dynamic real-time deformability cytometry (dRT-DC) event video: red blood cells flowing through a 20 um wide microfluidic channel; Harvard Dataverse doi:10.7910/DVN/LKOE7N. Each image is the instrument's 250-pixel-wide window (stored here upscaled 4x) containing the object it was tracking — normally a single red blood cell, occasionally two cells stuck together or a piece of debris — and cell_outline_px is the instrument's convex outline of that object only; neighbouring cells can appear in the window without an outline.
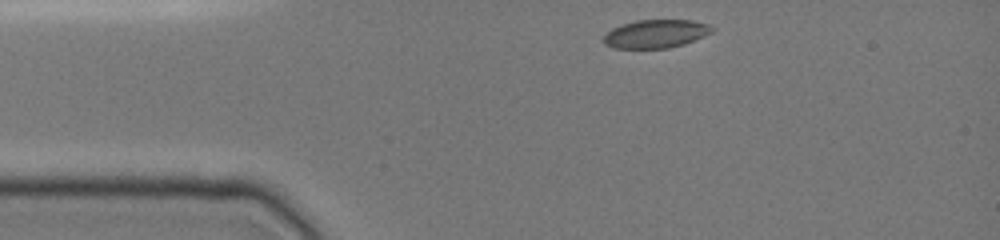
{"species": "common noctule bat (a hibernating species)", "species_latin": "Nyctalus noctula", "temperature_condition": "cold", "stored_images_in_passage": 33, "camera_frame_rate_fps": 3000, "um_per_image_px": 0.085, "animal": {"sex": "female", "body_mass_g": 19.0, "forearm_length_mm": 51.5}, "frame": {"image": 1, "passage_image": 1, "time_ms": 0.0, "image_size_px": [1000, 240], "cell_outline_px": [[716, 28], [712, 32], [704, 36], [684, 44], [668, 48], [612, 48], [604, 44], [604, 36], [612, 28], [636, 20], [692, 20], [708, 24]], "centroid_in_image_um": [55.76, 2.87], "position_along_channel_um": 29.2, "area_um2": 17.86}}
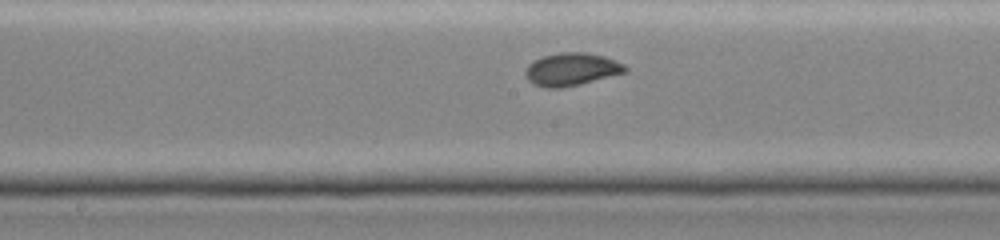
{"frame": {"image": 2, "passage_image": 17, "time_ms": 5.333, "image_size_px": [1000, 240], "cell_outline_px": [[628, 72], [580, 84], [560, 88], [544, 88], [528, 80], [524, 72], [528, 64], [532, 60], [544, 56], [560, 52], [584, 52], [604, 56], [616, 60], [624, 64], [628, 68]], "centroid_in_image_um": [48.59, 5.89], "position_along_channel_um": 199.6, "area_um2": 19.19}}
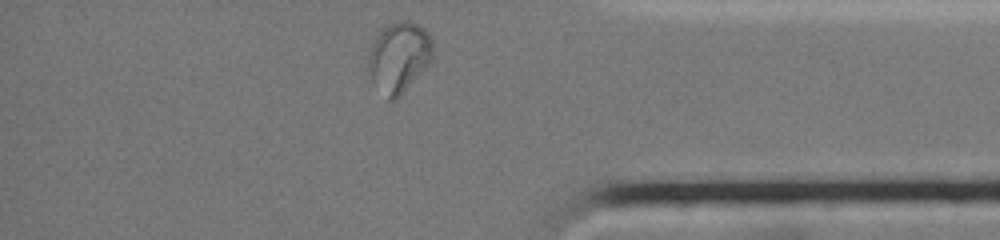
{"frame": {"image": 3, "passage_image": 33, "time_ms": 10.667, "image_size_px": [1000, 240], "cell_outline_px": [[432, 60], [400, 96], [396, 100], [388, 100], [372, 80], [368, 68], [368, 56], [372, 44], [380, 28], [396, 20], [408, 20], [424, 28], [432, 36]], "centroid_in_image_um": [33.91, 4.82], "position_along_channel_um": 401.3, "area_um2": 26.53}}